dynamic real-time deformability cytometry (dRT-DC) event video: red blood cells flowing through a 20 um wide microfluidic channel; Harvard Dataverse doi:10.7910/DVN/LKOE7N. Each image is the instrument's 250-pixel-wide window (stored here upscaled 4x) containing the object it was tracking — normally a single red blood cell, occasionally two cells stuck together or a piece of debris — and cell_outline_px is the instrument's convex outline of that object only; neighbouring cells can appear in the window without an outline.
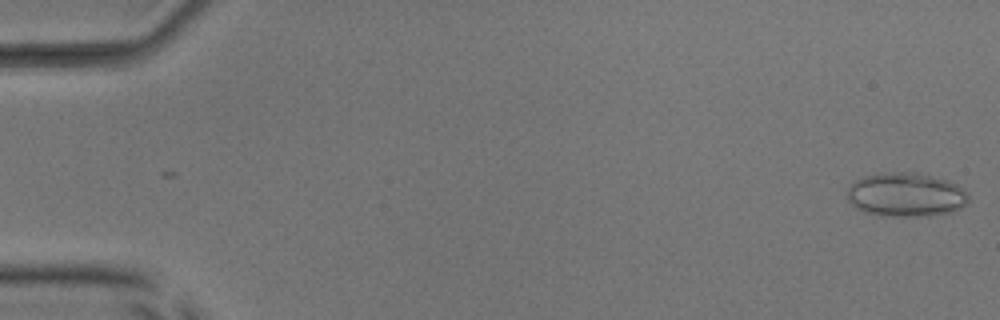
{"species": "common noctule bat (a hibernating species)", "species_latin": "Nyctalus noctula", "temperature_condition": "room temperature", "stored_images_in_passage": 13, "camera_frame_rate_fps": 3000, "um_per_image_px": 0.085, "animal": {"sex": "male", "body_mass_g": 17.9, "forearm_length_mm": 54.2}, "frame": {"image": 1, "passage_image": 1, "time_ms": 0.0, "image_size_px": [1000, 320], "cell_outline_px": [[968, 200], [960, 208], [952, 212], [928, 216], [884, 216], [864, 212], [856, 208], [848, 200], [848, 188], [856, 180], [864, 176], [880, 172], [912, 172], [944, 180], [956, 184], [968, 192]], "centroid_in_image_um": [76.98, 16.56], "position_along_channel_um": 8.0, "area_um2": 30.98}}